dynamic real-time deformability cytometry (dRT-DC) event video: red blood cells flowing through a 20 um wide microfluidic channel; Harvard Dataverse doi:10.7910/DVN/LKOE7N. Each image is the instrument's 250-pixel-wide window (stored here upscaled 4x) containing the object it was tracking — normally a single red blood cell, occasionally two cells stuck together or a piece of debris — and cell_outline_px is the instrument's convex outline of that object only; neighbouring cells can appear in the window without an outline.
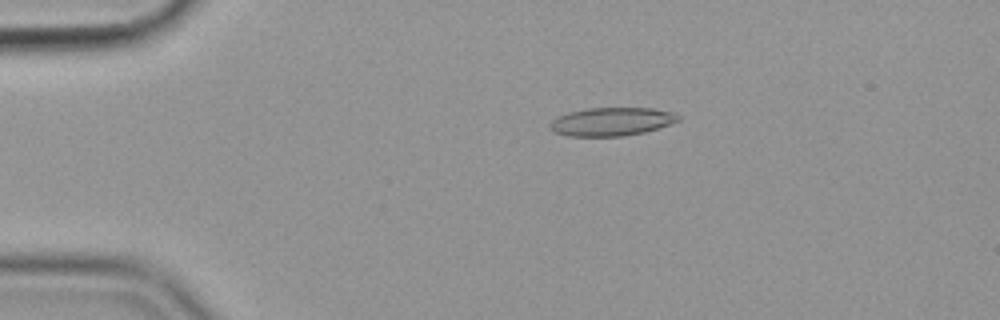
{"species": "common noctule bat (a hibernating species)", "species_latin": "Nyctalus noctula", "temperature_condition": "cold", "stored_images_in_passage": 57, "camera_frame_rate_fps": 3000, "um_per_image_px": 0.085, "animal": {"sex": "female", "body_mass_g": 19.9}, "frame": {"image": 1, "passage_image": 12, "time_ms": 3.667, "image_size_px": [1000, 320], "cell_outline_px": [[680, 120], [644, 132], [624, 136], [568, 136], [556, 132], [548, 124], [552, 120], [568, 112], [588, 108], [652, 108], [672, 112], [680, 116]], "centroid_in_image_um": [51.98, 10.33], "position_along_channel_um": 33.0, "area_um2": 20.92}}
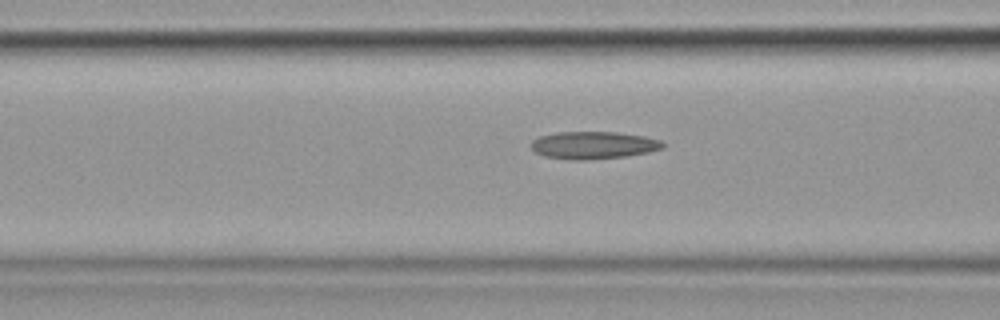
{"frame": {"image": 2, "passage_image": 23, "time_ms": 7.333, "image_size_px": [1000, 320], "cell_outline_px": [[664, 148], [648, 152], [624, 156], [588, 160], [572, 160], [544, 156], [536, 152], [532, 148], [532, 140], [540, 136], [556, 132], [616, 132], [644, 136], [660, 140], [664, 144]], "centroid_in_image_um": [50.44, 12.34], "position_along_channel_um": 116.2, "area_um2": 20.98}}
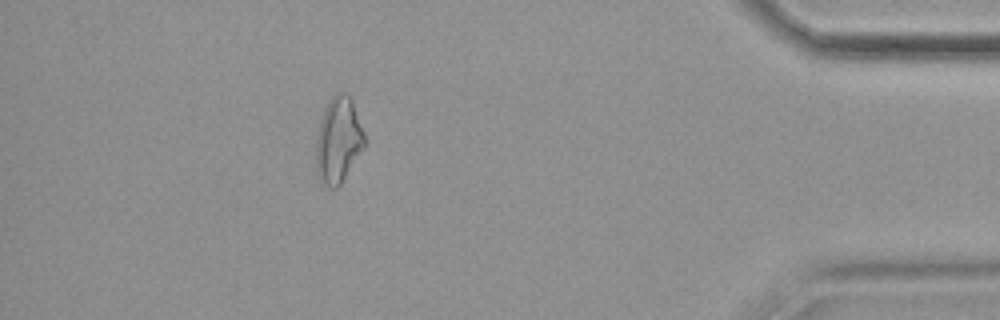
{"frame": {"image": 3, "passage_image": 51, "time_ms": 16.667, "image_size_px": [1000, 320], "cell_outline_px": [[364, 148], [340, 184], [336, 188], [328, 188], [320, 180], [316, 172], [316, 136], [320, 120], [324, 108], [328, 100], [336, 92], [344, 92], [352, 100], [364, 132]], "centroid_in_image_um": [28.73, 11.91], "position_along_channel_um": 406.5, "area_um2": 24.28}, "authors_computed_cell_mechanics": {"area_um2": 20.9814, "velocity_mm_per_s": 3.5954, "shape_relaxation_time_tau1_ms": 6.4913, "shape_relaxation_time_tau2_ms": 4.1948, "deformation_change_tau1": 0.1643, "deformation_change_tau2": 0.1518}}